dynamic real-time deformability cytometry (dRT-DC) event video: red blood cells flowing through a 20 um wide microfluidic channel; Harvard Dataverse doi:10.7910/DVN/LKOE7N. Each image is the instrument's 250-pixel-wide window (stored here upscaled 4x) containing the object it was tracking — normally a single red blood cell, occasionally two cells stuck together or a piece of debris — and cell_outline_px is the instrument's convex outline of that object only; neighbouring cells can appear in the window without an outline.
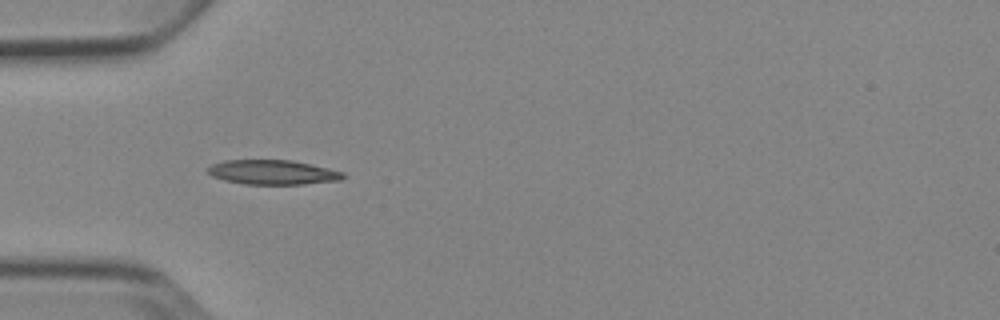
{"species": "Egyptian fruit bat (a non-hibernating species)", "species_latin": "Rousettus aegyptiacus", "temperature_condition": "cold", "stored_images_in_passage": 5, "camera_frame_rate_fps": 3000, "um_per_image_px": 0.085, "animal": {"sex": "female"}, "frame": {"image": 1, "passage_image": 4, "time_ms": 3.667, "image_size_px": [1000, 320], "cell_outline_px": [[348, 176], [340, 180], [304, 184], [244, 184], [224, 180], [212, 176], [208, 172], [208, 168], [212, 164], [224, 160], [292, 160], [328, 168], [344, 172]], "centroid_in_image_um": [23.21, 14.64], "position_along_channel_um": 61.8, "area_um2": 19.36}}
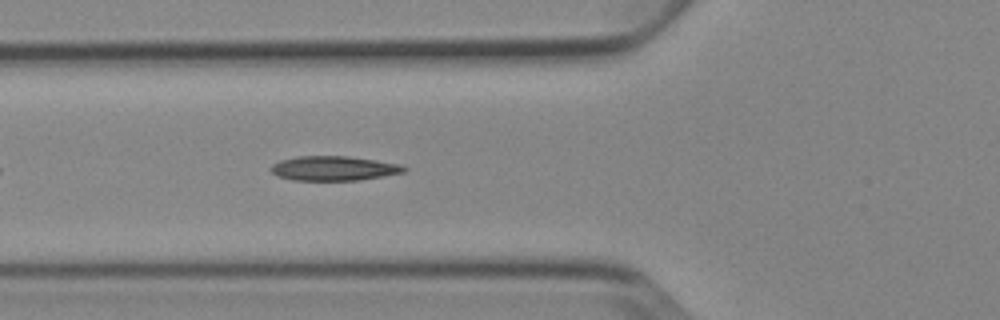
{"frame": {"image": 2, "passage_image": 5, "time_ms": 4.667, "image_size_px": [1000, 320], "cell_outline_px": [[408, 168], [404, 172], [384, 176], [360, 180], [292, 180], [276, 176], [268, 168], [272, 164], [280, 160], [296, 156], [348, 156], [376, 160], [400, 164]], "centroid_in_image_um": [28.34, 14.31], "position_along_channel_um": 97.5, "area_um2": 19.19}}